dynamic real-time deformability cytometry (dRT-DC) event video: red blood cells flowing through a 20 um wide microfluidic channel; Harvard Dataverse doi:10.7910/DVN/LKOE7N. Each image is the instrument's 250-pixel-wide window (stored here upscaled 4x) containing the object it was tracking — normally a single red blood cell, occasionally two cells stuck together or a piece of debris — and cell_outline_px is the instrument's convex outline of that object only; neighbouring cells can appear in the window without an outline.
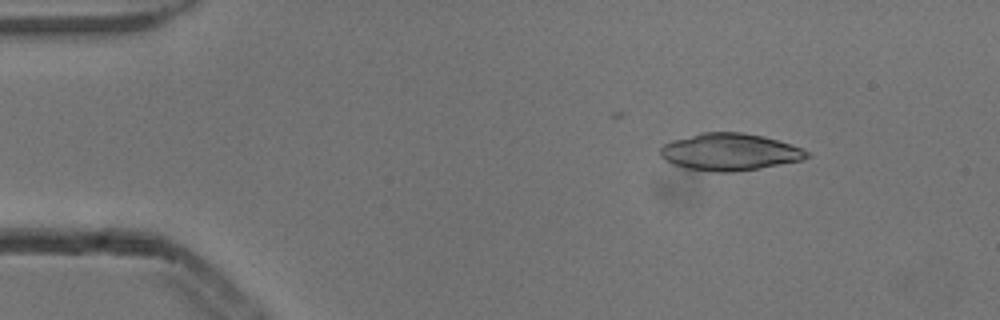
{"species": "common noctule bat (a hibernating species)", "species_latin": "Nyctalus noctula", "temperature_condition": "cold", "stored_images_in_passage": 3, "camera_frame_rate_fps": 3000, "um_per_image_px": 0.085, "animal": {"sex": "male", "body_mass_g": 13.3}, "frame": {"image": 1, "passage_image": 1, "time_ms": 0.0, "image_size_px": [1000, 320], "cell_outline_px": [[812, 156], [804, 160], [760, 168], [736, 172], [716, 172], [688, 168], [672, 164], [660, 156], [660, 148], [664, 144], [672, 140], [700, 132], [740, 132], [764, 136], [792, 144], [808, 152]], "centroid_in_image_um": [62.04, 12.91], "position_along_channel_um": 23.0, "area_um2": 31.85}}